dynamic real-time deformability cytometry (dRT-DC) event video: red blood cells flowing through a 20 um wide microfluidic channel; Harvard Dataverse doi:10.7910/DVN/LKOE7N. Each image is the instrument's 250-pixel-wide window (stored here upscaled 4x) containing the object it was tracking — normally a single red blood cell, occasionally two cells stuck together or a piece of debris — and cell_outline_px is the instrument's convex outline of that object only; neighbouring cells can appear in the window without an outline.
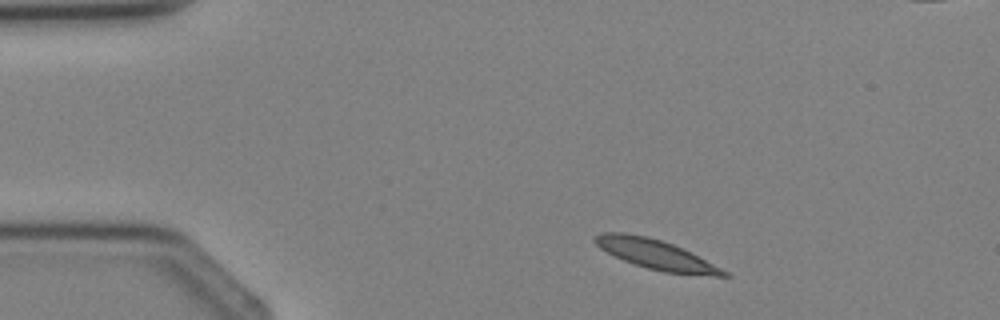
{"species": "Egyptian fruit bat (a non-hibernating species)", "species_latin": "Rousettus aegyptiacus", "temperature_condition": "cold", "stored_images_in_passage": 3, "segment_of_instrument_passage": [1, 2], "camera_frame_rate_fps": 3000, "um_per_image_px": 0.085, "animal": {"sex": "female"}, "frame": {"image": 1, "passage_image": 1, "time_ms": 0.0, "image_size_px": [1000, 320], "cell_outline_px": [[732, 276], [716, 276], [664, 272], [648, 268], [624, 260], [600, 248], [592, 240], [596, 236], [604, 232], [624, 232], [648, 236], [672, 244], [728, 272]], "centroid_in_image_um": [55.7, 21.62], "position_along_channel_um": 29.3, "area_um2": 21.56}}